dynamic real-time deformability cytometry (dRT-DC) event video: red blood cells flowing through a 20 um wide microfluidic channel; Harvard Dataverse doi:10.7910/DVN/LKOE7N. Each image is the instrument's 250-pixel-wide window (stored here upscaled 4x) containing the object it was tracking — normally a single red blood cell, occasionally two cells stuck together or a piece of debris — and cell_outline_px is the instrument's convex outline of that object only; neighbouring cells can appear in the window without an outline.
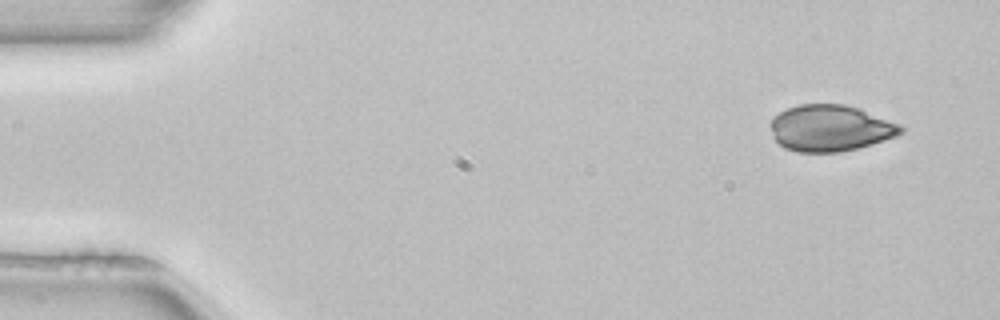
{"species": "common noctule bat (a hibernating species)", "species_latin": "Nyctalus noctula", "temperature_condition": "room temperature", "stored_images_in_passage": 3, "camera_frame_rate_fps": 3000, "um_per_image_px": 0.085, "animal": {"sex": "female", "body_mass_g": 22.7, "forearm_length_mm": 54.2}, "frame": {"image": 1, "passage_image": 1, "time_ms": 0.0, "image_size_px": [1000, 320], "cell_outline_px": [[904, 132], [896, 136], [872, 144], [840, 152], [800, 152], [784, 148], [772, 136], [768, 124], [772, 116], [788, 108], [800, 104], [844, 104], [856, 108], [900, 124], [904, 128]], "centroid_in_image_um": [70.53, 10.89], "position_along_channel_um": 14.5, "area_um2": 35.2}}